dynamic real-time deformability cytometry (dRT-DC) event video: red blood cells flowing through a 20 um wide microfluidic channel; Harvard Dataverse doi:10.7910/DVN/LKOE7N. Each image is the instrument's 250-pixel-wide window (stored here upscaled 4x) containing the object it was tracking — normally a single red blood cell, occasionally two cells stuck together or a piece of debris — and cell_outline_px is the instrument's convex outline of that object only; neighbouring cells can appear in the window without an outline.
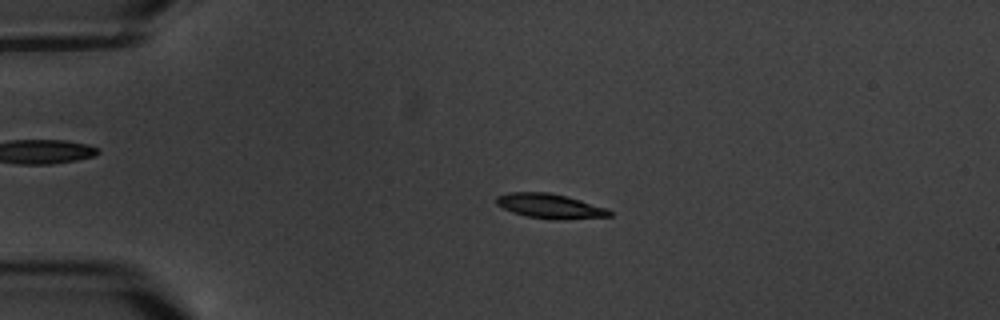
{"species": "common noctule bat (a hibernating species)", "species_latin": "Nyctalus noctula", "temperature_condition": "warm", "stored_images_in_passage": 5, "camera_frame_rate_fps": 3000, "um_per_image_px": 0.085, "animal": {"sex": "male", "body_mass_g": 20.1, "forearm_length_mm": 53.5}, "frame": {"image": 1, "passage_image": 3, "time_ms": 3.0, "image_size_px": [1000, 320], "cell_outline_px": [[612, 216], [560, 220], [556, 220], [528, 216], [512, 212], [496, 204], [496, 196], [508, 192], [548, 192], [568, 196], [608, 208], [612, 212]], "centroid_in_image_um": [46.77, 17.51], "position_along_channel_um": 38.2, "area_um2": 16.36}}
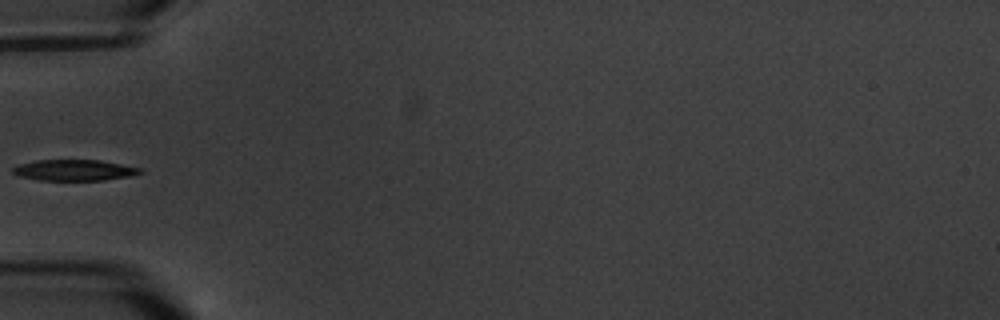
{"frame": {"image": 2, "passage_image": 5, "time_ms": 5.333, "image_size_px": [1000, 320], "cell_outline_px": [[144, 172], [128, 176], [104, 180], [40, 180], [20, 176], [12, 172], [12, 168], [20, 164], [36, 160], [100, 160], [144, 168]], "centroid_in_image_um": [6.35, 14.46], "position_along_channel_um": 78.6, "area_um2": 15.55}}